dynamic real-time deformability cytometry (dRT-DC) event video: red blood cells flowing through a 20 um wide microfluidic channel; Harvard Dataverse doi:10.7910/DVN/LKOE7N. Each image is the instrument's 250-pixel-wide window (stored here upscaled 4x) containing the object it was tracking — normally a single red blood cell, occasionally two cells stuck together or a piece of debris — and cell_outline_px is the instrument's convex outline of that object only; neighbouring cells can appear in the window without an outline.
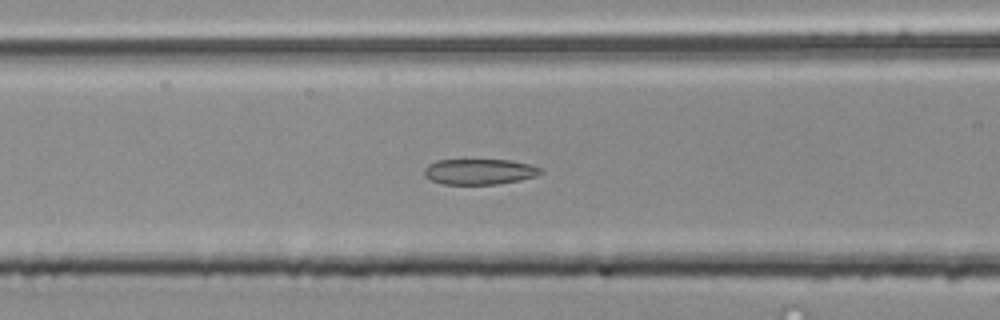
{"species": "common noctule bat (a hibernating species)", "species_latin": "Nyctalus noctula", "temperature_condition": "room temperature", "stored_images_in_passage": 54, "segment_of_instrument_passage": [2, 2], "camera_frame_rate_fps": 3000, "um_per_image_px": 0.085, "animal": {"sex": "male", "body_mass_g": 20.4}, "frame": {"image": 1, "passage_image": 22, "time_ms": 7.0, "image_size_px": [1000, 320], "cell_outline_px": [[544, 172], [536, 176], [520, 180], [496, 184], [444, 184], [432, 180], [424, 176], [424, 168], [428, 164], [436, 160], [512, 160], [532, 164], [540, 168]], "centroid_in_image_um": [40.77, 14.58], "position_along_channel_um": 125.8, "area_um2": 17.46}}
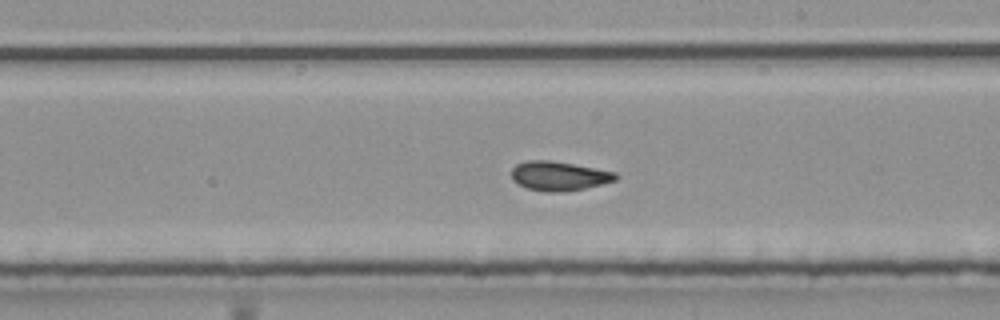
{"frame": {"image": 2, "passage_image": 31, "time_ms": 10.0, "image_size_px": [1000, 320], "cell_outline_px": [[620, 176], [616, 180], [604, 184], [584, 188], [560, 192], [548, 192], [528, 188], [512, 180], [512, 168], [516, 164], [528, 160], [548, 160], [572, 164], [616, 172]], "centroid_in_image_um": [47.53, 14.95], "position_along_channel_um": 241.5, "area_um2": 17.63}}
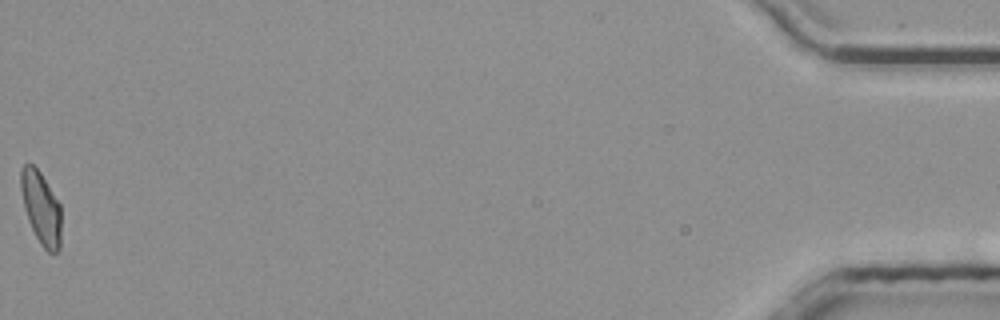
{"frame": {"image": 3, "passage_image": 54, "time_ms": 17.667, "image_size_px": [1000, 320], "cell_outline_px": [[60, 248], [56, 252], [48, 252], [40, 244], [28, 220], [24, 208], [20, 188], [20, 168], [24, 164], [32, 164], [40, 172], [60, 204]], "centroid_in_image_um": [3.47, 17.65], "position_along_channel_um": 431.7, "area_um2": 16.99}}